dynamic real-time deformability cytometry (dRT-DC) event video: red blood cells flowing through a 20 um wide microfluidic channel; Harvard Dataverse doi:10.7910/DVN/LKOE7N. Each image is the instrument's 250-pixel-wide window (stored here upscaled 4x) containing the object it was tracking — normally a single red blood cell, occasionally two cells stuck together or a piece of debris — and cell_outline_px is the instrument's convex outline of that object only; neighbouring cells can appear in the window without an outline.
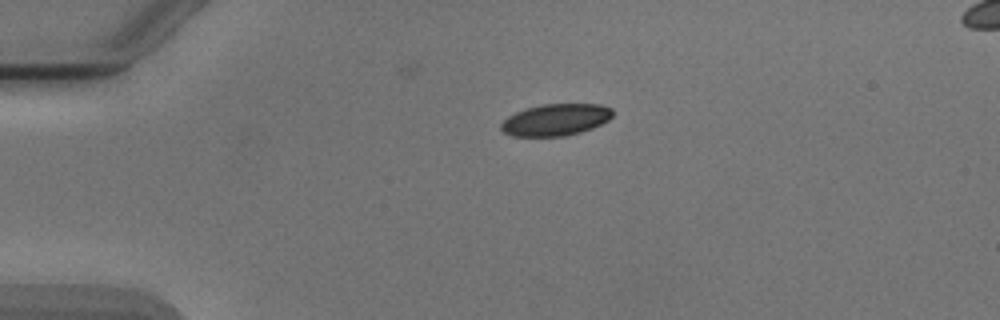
{"species": "Egyptian fruit bat (a non-hibernating species)", "species_latin": "Rousettus aegyptiacus", "temperature_condition": "cold", "stored_images_in_passage": 2, "camera_frame_rate_fps": 3000, "um_per_image_px": 0.085, "animal": {"sex": "male"}, "frame": {"image": 1, "passage_image": 1, "time_ms": 0.0, "image_size_px": [1000, 320], "cell_outline_px": [[612, 116], [608, 120], [592, 128], [580, 132], [564, 136], [512, 136], [504, 132], [500, 128], [500, 124], [508, 116], [524, 108], [544, 104], [600, 104], [612, 108]], "centroid_in_image_um": [47.22, 10.17], "position_along_channel_um": 37.8, "area_um2": 20.63}}